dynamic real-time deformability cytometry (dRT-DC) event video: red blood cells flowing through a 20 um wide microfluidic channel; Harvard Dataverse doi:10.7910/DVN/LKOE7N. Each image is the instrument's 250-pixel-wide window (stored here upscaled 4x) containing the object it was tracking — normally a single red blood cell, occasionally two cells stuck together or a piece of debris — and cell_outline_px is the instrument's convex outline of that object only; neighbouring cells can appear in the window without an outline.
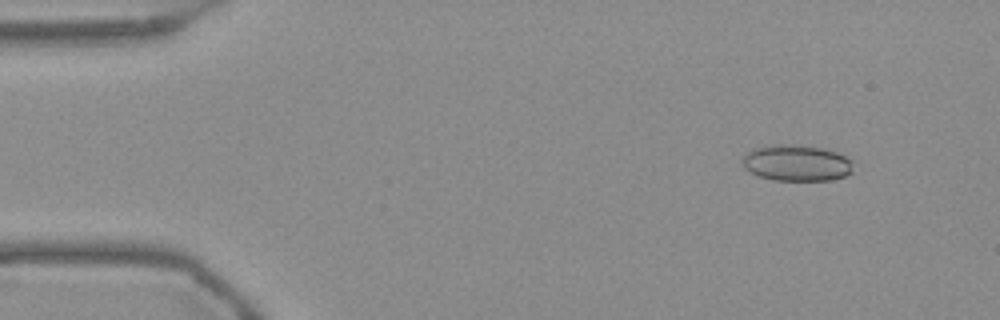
{"species": "Egyptian fruit bat (a non-hibernating species)", "species_latin": "Rousettus aegyptiacus", "temperature_condition": "warm", "stored_images_in_passage": 37, "camera_frame_rate_fps": 3000, "um_per_image_px": 0.085, "frame": {"image": 1, "passage_image": 6, "time_ms": 1.667, "image_size_px": [1000, 320], "cell_outline_px": [[852, 172], [844, 176], [832, 180], [772, 180], [760, 176], [744, 168], [740, 160], [740, 156], [752, 148], [772, 144], [792, 144], [820, 148], [836, 152], [852, 160]], "centroid_in_image_um": [67.65, 13.84], "position_along_channel_um": 17.4, "area_um2": 23.58}}
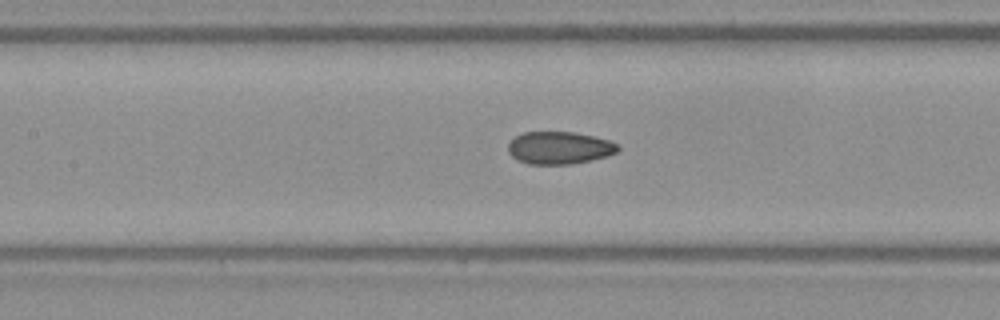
{"frame": {"image": 2, "passage_image": 25, "time_ms": 8.0, "image_size_px": [1000, 320], "cell_outline_px": [[620, 148], [616, 152], [608, 156], [568, 164], [528, 164], [512, 156], [508, 152], [508, 144], [516, 136], [524, 132], [572, 132], [592, 136], [608, 140], [620, 144]], "centroid_in_image_um": [47.55, 12.56], "position_along_channel_um": 159.8, "area_um2": 20.58}}
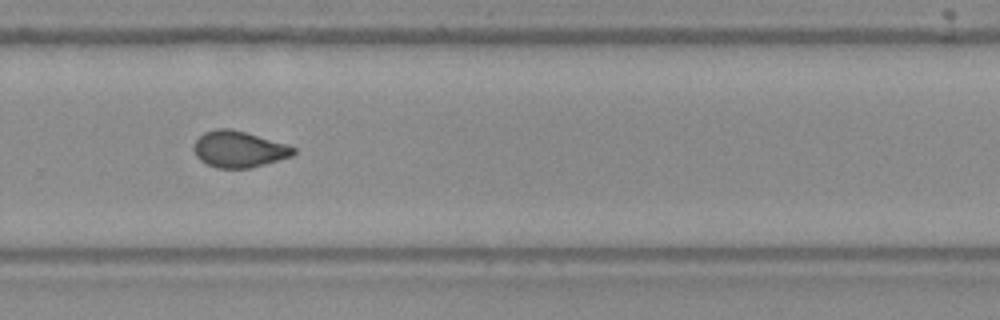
{"frame": {"image": 3, "passage_image": 37, "time_ms": 12.0, "image_size_px": [1000, 320], "cell_outline_px": [[296, 152], [292, 156], [264, 164], [248, 168], [216, 168], [200, 160], [196, 156], [192, 148], [196, 140], [204, 132], [216, 128], [232, 128], [288, 144], [296, 148]], "centroid_in_image_um": [20.3, 12.67], "position_along_channel_um": 309.5, "area_um2": 21.21}}